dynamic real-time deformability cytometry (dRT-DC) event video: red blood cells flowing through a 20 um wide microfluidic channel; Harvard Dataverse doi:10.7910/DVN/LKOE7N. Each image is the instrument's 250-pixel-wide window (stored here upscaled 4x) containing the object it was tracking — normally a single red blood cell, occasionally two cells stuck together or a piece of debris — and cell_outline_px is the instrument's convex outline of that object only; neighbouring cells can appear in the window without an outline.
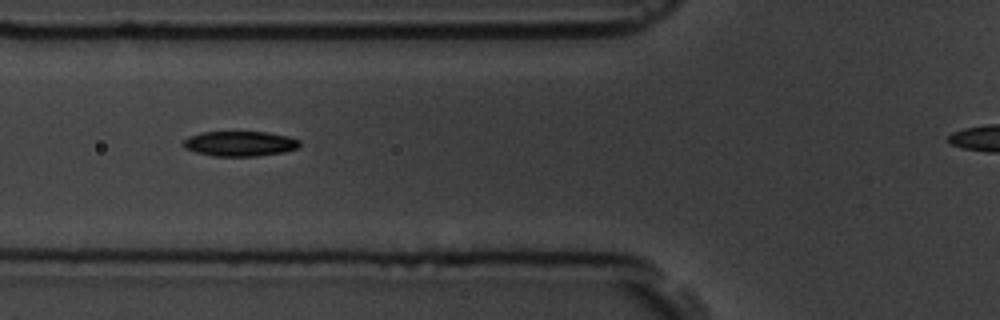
{"species": "common noctule bat (a hibernating species)", "species_latin": "Nyctalus noctula", "temperature_condition": "room temperature", "stored_images_in_passage": 8, "camera_frame_rate_fps": 3000, "um_per_image_px": 0.085, "animal": {"sex": "male", "body_mass_g": 19.5, "forearm_length_mm": 54.6}, "frame": {"image": 1, "passage_image": 5, "time_ms": 4.667, "image_size_px": [1000, 320], "cell_outline_px": [[300, 148], [284, 152], [256, 156], [212, 156], [196, 152], [184, 148], [180, 144], [188, 136], [204, 132], [268, 132], [288, 136], [300, 140]], "centroid_in_image_um": [20.39, 12.21], "position_along_channel_um": 105.4, "area_um2": 17.17}}
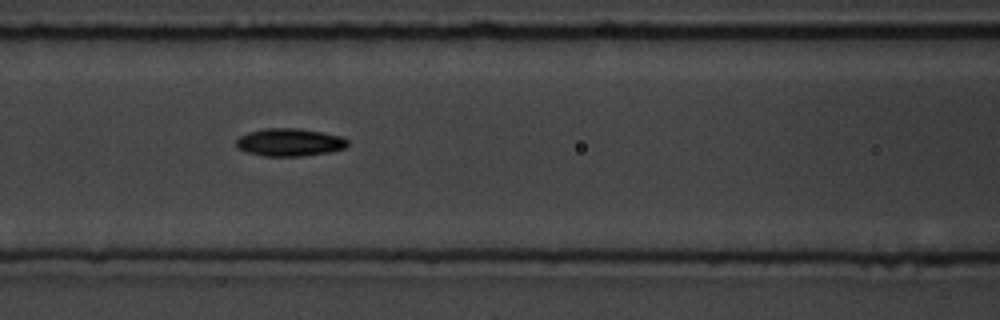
{"frame": {"image": 2, "passage_image": 6, "time_ms": 5.667, "image_size_px": [1000, 320], "cell_outline_px": [[348, 144], [344, 148], [328, 152], [300, 156], [264, 156], [248, 152], [236, 148], [236, 140], [240, 136], [248, 132], [264, 128], [300, 128], [340, 136], [348, 140]], "centroid_in_image_um": [24.58, 12.09], "position_along_channel_um": 142.0, "area_um2": 17.92}}
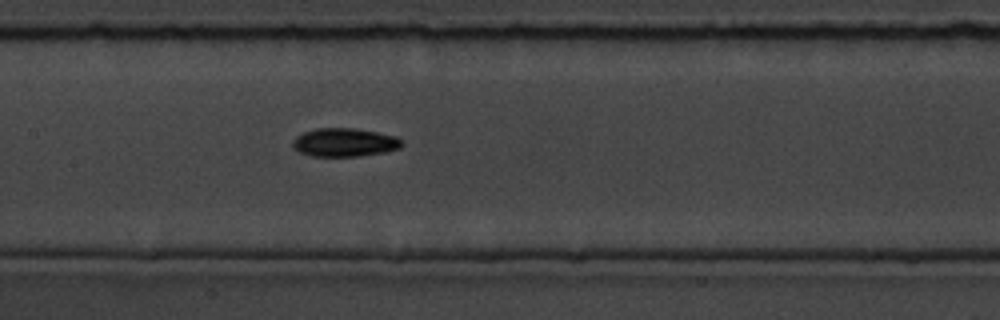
{"frame": {"image": 3, "passage_image": 7, "time_ms": 6.667, "image_size_px": [1000, 320], "cell_outline_px": [[404, 144], [400, 148], [384, 152], [360, 156], [312, 156], [300, 152], [292, 144], [292, 140], [296, 136], [304, 132], [316, 128], [352, 128], [376, 132], [396, 136]], "centroid_in_image_um": [29.29, 12.1], "position_along_channel_um": 178.1, "area_um2": 17.98}}